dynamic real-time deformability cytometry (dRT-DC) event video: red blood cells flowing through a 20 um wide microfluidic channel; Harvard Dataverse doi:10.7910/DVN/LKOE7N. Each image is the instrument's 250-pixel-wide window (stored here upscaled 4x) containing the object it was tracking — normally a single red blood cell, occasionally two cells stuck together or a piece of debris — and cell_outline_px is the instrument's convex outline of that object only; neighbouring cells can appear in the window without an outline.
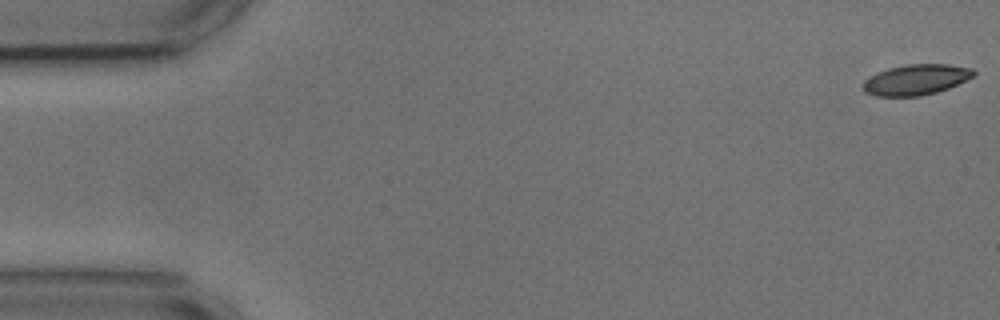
{"species": "common noctule bat (a hibernating species)", "species_latin": "Nyctalus noctula", "temperature_condition": "cold", "stored_images_in_passage": 7, "camera_frame_rate_fps": 3000, "um_per_image_px": 0.085, "animal": {"sex": "male", "body_mass_g": 17.9, "forearm_length_mm": 54.2}, "frame": {"image": 1, "passage_image": 1, "time_ms": 0.0, "image_size_px": [1000, 320], "cell_outline_px": [[976, 72], [972, 76], [948, 88], [936, 92], [920, 96], [876, 96], [864, 92], [864, 80], [888, 68], [908, 64], [948, 64], [972, 68]], "centroid_in_image_um": [77.86, 6.77], "position_along_channel_um": 7.1, "area_um2": 19.36}}